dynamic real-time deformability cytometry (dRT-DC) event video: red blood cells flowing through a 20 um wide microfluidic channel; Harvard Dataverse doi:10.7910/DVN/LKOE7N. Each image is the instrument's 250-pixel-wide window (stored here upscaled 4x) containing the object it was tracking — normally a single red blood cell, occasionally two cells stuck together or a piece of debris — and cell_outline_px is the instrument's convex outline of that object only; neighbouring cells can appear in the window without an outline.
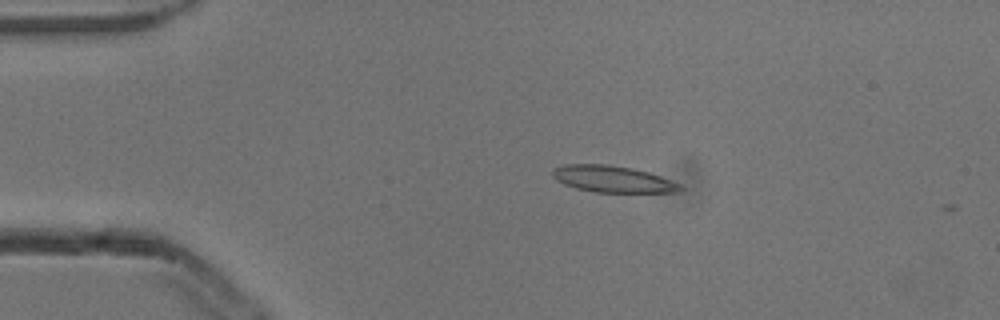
{"species": "common noctule bat (a hibernating species)", "species_latin": "Nyctalus noctula", "temperature_condition": "cold", "stored_images_in_passage": 3, "camera_frame_rate_fps": 3000, "um_per_image_px": 0.085, "animal": {"sex": "male", "body_mass_g": 13.3}, "frame": {"image": 1, "passage_image": 2, "time_ms": 0.333, "image_size_px": [1000, 320], "cell_outline_px": [[684, 188], [676, 192], [596, 192], [576, 188], [564, 184], [556, 180], [552, 176], [552, 172], [556, 168], [564, 164], [604, 164], [632, 168], [648, 172], [660, 176], [680, 184]], "centroid_in_image_um": [52.07, 15.22], "position_along_channel_um": 32.9, "area_um2": 19.59}}